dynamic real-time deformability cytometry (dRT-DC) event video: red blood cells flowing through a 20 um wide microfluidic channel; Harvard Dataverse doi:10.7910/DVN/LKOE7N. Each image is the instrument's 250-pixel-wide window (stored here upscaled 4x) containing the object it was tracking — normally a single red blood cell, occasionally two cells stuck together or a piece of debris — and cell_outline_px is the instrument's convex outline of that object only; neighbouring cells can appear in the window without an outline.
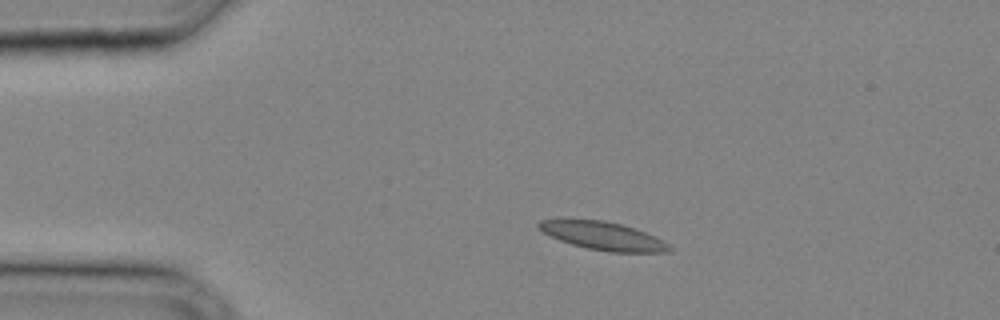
{"species": "common noctule bat (a hibernating species)", "species_latin": "Nyctalus noctula", "temperature_condition": "cold", "stored_images_in_passage": 31, "camera_frame_rate_fps": 3000, "um_per_image_px": 0.085, "animal": {"sex": "male", "body_mass_g": 20.4}, "frame": {"image": 1, "passage_image": 5, "time_ms": 1.333, "image_size_px": [1000, 320], "cell_outline_px": [[672, 248], [668, 252], [608, 252], [588, 248], [572, 244], [560, 240], [544, 232], [536, 224], [540, 220], [560, 216], [604, 220], [636, 228], [656, 236], [668, 244]], "centroid_in_image_um": [51.19, 19.99], "position_along_channel_um": 33.8, "area_um2": 22.02}}
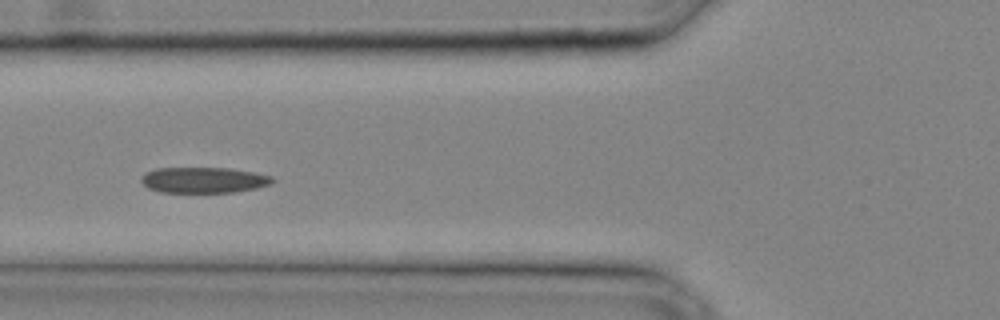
{"frame": {"image": 2, "passage_image": 11, "time_ms": 3.333, "image_size_px": [1000, 320], "cell_outline_px": [[276, 180], [268, 184], [256, 188], [236, 192], [160, 192], [148, 188], [140, 180], [144, 172], [156, 168], [228, 168], [252, 172], [272, 176]], "centroid_in_image_um": [17.28, 15.3], "position_along_channel_um": 108.5, "area_um2": 19.65}}
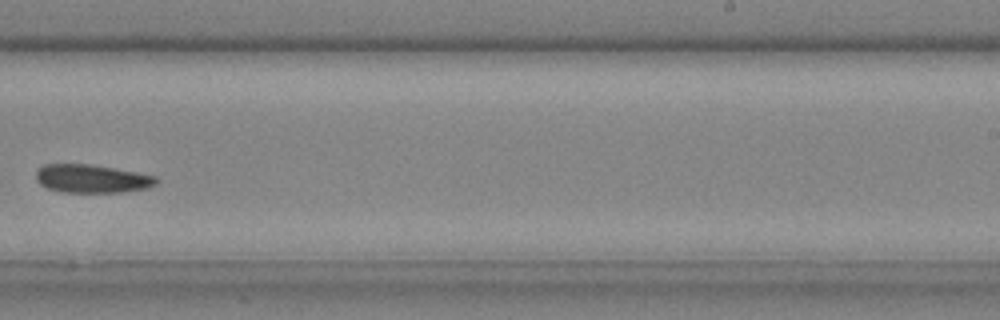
{"frame": {"image": 3, "passage_image": 20, "time_ms": 6.333, "image_size_px": [1000, 320], "cell_outline_px": [[160, 180], [156, 184], [148, 188], [124, 192], [64, 192], [48, 188], [40, 184], [36, 180], [36, 168], [44, 164], [88, 164], [136, 172], [156, 176]], "centroid_in_image_um": [7.81, 15.19], "position_along_channel_um": 281.2, "area_um2": 19.88}}